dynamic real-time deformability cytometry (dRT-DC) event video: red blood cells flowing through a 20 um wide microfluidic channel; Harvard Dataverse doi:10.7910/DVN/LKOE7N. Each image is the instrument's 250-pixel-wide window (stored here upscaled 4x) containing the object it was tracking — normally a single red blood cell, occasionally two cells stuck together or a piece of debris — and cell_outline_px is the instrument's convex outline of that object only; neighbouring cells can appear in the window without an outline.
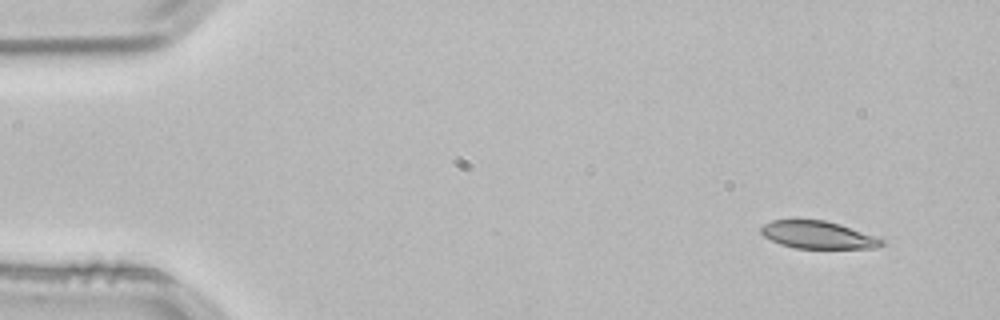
{"species": "common noctule bat (a hibernating species)", "species_latin": "Nyctalus noctula", "temperature_condition": "room temperature", "stored_images_in_passage": 3, "camera_frame_rate_fps": 3000, "um_per_image_px": 0.085, "animal": {"sex": "male", "body_mass_g": 21.5, "forearm_length_mm": 52.0}, "frame": {"image": 1, "passage_image": 1, "time_ms": 0.0, "image_size_px": [1000, 320], "cell_outline_px": [[884, 244], [876, 248], [796, 248], [780, 244], [764, 236], [760, 232], [760, 228], [764, 224], [772, 220], [824, 220], [840, 224], [884, 240]], "centroid_in_image_um": [69.5, 19.97], "position_along_channel_um": 15.5, "area_um2": 19.07}}
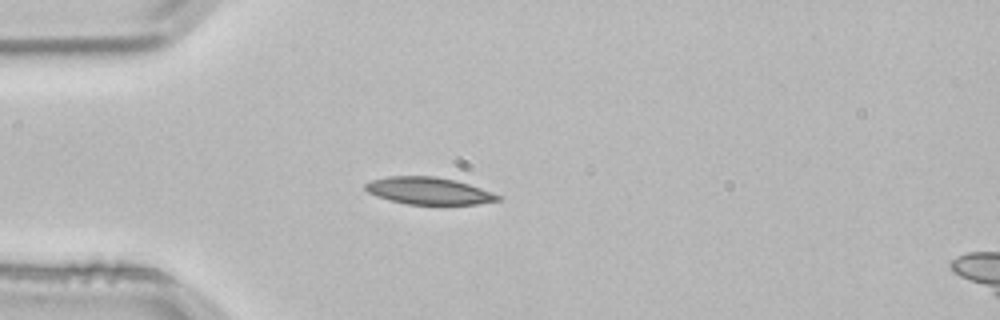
{"frame": {"image": 2, "passage_image": 3, "time_ms": 0.667, "image_size_px": [1000, 320], "cell_outline_px": [[500, 200], [476, 204], [404, 204], [376, 196], [368, 192], [364, 188], [364, 184], [368, 180], [388, 176], [436, 176], [456, 180], [492, 192], [500, 196]], "centroid_in_image_um": [36.38, 16.21], "position_along_channel_um": 48.6, "area_um2": 20.98}}